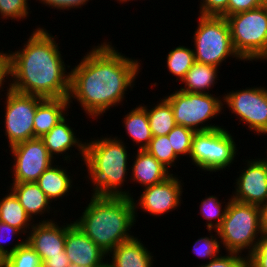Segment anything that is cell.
Returning a JSON list of instances; mask_svg holds the SVG:
<instances>
[{
    "label": "cell",
    "mask_w": 267,
    "mask_h": 267,
    "mask_svg": "<svg viewBox=\"0 0 267 267\" xmlns=\"http://www.w3.org/2000/svg\"><path fill=\"white\" fill-rule=\"evenodd\" d=\"M52 164L46 169L36 181L39 188L51 200V202L63 199L69 196L70 189L73 188V178L67 172V169L61 165ZM61 198V199H60Z\"/></svg>",
    "instance_id": "cell-22"
},
{
    "label": "cell",
    "mask_w": 267,
    "mask_h": 267,
    "mask_svg": "<svg viewBox=\"0 0 267 267\" xmlns=\"http://www.w3.org/2000/svg\"><path fill=\"white\" fill-rule=\"evenodd\" d=\"M65 252L71 263L102 266L107 254L99 248L73 221L66 223Z\"/></svg>",
    "instance_id": "cell-16"
},
{
    "label": "cell",
    "mask_w": 267,
    "mask_h": 267,
    "mask_svg": "<svg viewBox=\"0 0 267 267\" xmlns=\"http://www.w3.org/2000/svg\"><path fill=\"white\" fill-rule=\"evenodd\" d=\"M1 51V50H0ZM9 76V53L7 52H0V90H3L5 88V82L8 79ZM4 85V88H3ZM0 91V93L2 92Z\"/></svg>",
    "instance_id": "cell-41"
},
{
    "label": "cell",
    "mask_w": 267,
    "mask_h": 267,
    "mask_svg": "<svg viewBox=\"0 0 267 267\" xmlns=\"http://www.w3.org/2000/svg\"><path fill=\"white\" fill-rule=\"evenodd\" d=\"M227 253L225 256L221 253L213 260L206 262L205 265L202 264L197 267H247V256L233 252Z\"/></svg>",
    "instance_id": "cell-35"
},
{
    "label": "cell",
    "mask_w": 267,
    "mask_h": 267,
    "mask_svg": "<svg viewBox=\"0 0 267 267\" xmlns=\"http://www.w3.org/2000/svg\"><path fill=\"white\" fill-rule=\"evenodd\" d=\"M70 267H100V266H85V265H77L75 263H71Z\"/></svg>",
    "instance_id": "cell-43"
},
{
    "label": "cell",
    "mask_w": 267,
    "mask_h": 267,
    "mask_svg": "<svg viewBox=\"0 0 267 267\" xmlns=\"http://www.w3.org/2000/svg\"><path fill=\"white\" fill-rule=\"evenodd\" d=\"M70 107L68 98H44L37 106L33 119L34 138H41L65 116H68Z\"/></svg>",
    "instance_id": "cell-20"
},
{
    "label": "cell",
    "mask_w": 267,
    "mask_h": 267,
    "mask_svg": "<svg viewBox=\"0 0 267 267\" xmlns=\"http://www.w3.org/2000/svg\"><path fill=\"white\" fill-rule=\"evenodd\" d=\"M85 141L84 164L88 178L93 185V195L125 196L133 198L130 190L122 189L126 182L130 154L124 141L118 136H105L100 139ZM128 160V161H127ZM129 167V168H128ZM128 170V171H127Z\"/></svg>",
    "instance_id": "cell-4"
},
{
    "label": "cell",
    "mask_w": 267,
    "mask_h": 267,
    "mask_svg": "<svg viewBox=\"0 0 267 267\" xmlns=\"http://www.w3.org/2000/svg\"><path fill=\"white\" fill-rule=\"evenodd\" d=\"M155 106H145L149 119V124L153 136L167 135L175 126L174 114L171 105L164 99H161ZM150 109H149V108Z\"/></svg>",
    "instance_id": "cell-26"
},
{
    "label": "cell",
    "mask_w": 267,
    "mask_h": 267,
    "mask_svg": "<svg viewBox=\"0 0 267 267\" xmlns=\"http://www.w3.org/2000/svg\"><path fill=\"white\" fill-rule=\"evenodd\" d=\"M229 0H201L199 4L200 16L228 17Z\"/></svg>",
    "instance_id": "cell-36"
},
{
    "label": "cell",
    "mask_w": 267,
    "mask_h": 267,
    "mask_svg": "<svg viewBox=\"0 0 267 267\" xmlns=\"http://www.w3.org/2000/svg\"><path fill=\"white\" fill-rule=\"evenodd\" d=\"M100 267H112V266L108 263V261H105V263Z\"/></svg>",
    "instance_id": "cell-45"
},
{
    "label": "cell",
    "mask_w": 267,
    "mask_h": 267,
    "mask_svg": "<svg viewBox=\"0 0 267 267\" xmlns=\"http://www.w3.org/2000/svg\"><path fill=\"white\" fill-rule=\"evenodd\" d=\"M209 231V237H201L197 239L193 245V252L195 255H197L199 258L201 257L202 259H210L213 260L217 256L220 255V249H221V242L218 236V233L215 234L216 236H213L211 232L213 231L212 229H208Z\"/></svg>",
    "instance_id": "cell-32"
},
{
    "label": "cell",
    "mask_w": 267,
    "mask_h": 267,
    "mask_svg": "<svg viewBox=\"0 0 267 267\" xmlns=\"http://www.w3.org/2000/svg\"><path fill=\"white\" fill-rule=\"evenodd\" d=\"M91 49L71 68L68 99L70 104L76 99L86 115L95 120L123 102L142 68L138 59L121 54L111 42Z\"/></svg>",
    "instance_id": "cell-1"
},
{
    "label": "cell",
    "mask_w": 267,
    "mask_h": 267,
    "mask_svg": "<svg viewBox=\"0 0 267 267\" xmlns=\"http://www.w3.org/2000/svg\"><path fill=\"white\" fill-rule=\"evenodd\" d=\"M180 178L172 174L164 181L145 187L138 200L132 198L137 220V209L151 216H161L181 206L183 187ZM136 201V202H135ZM140 207V208H139Z\"/></svg>",
    "instance_id": "cell-13"
},
{
    "label": "cell",
    "mask_w": 267,
    "mask_h": 267,
    "mask_svg": "<svg viewBox=\"0 0 267 267\" xmlns=\"http://www.w3.org/2000/svg\"><path fill=\"white\" fill-rule=\"evenodd\" d=\"M195 131L181 125H176L168 134L171 147L179 157H189L191 152L192 139Z\"/></svg>",
    "instance_id": "cell-31"
},
{
    "label": "cell",
    "mask_w": 267,
    "mask_h": 267,
    "mask_svg": "<svg viewBox=\"0 0 267 267\" xmlns=\"http://www.w3.org/2000/svg\"><path fill=\"white\" fill-rule=\"evenodd\" d=\"M67 120L68 119L65 116L48 133L44 134L41 139L44 142L49 155L53 159L55 158V155L58 156L60 154L61 156L62 154L64 157H62V159H64L63 161L66 160V163L70 162L72 155L69 156L68 152L70 150L71 153L72 148L76 147V149L79 151V153H76V155L80 154V157H82L80 159L84 161L86 142H82L79 137L77 138L75 131L71 126H69V122L67 123Z\"/></svg>",
    "instance_id": "cell-17"
},
{
    "label": "cell",
    "mask_w": 267,
    "mask_h": 267,
    "mask_svg": "<svg viewBox=\"0 0 267 267\" xmlns=\"http://www.w3.org/2000/svg\"><path fill=\"white\" fill-rule=\"evenodd\" d=\"M70 260L67 257L65 250L61 255L50 256V258L42 262V267H70Z\"/></svg>",
    "instance_id": "cell-40"
},
{
    "label": "cell",
    "mask_w": 267,
    "mask_h": 267,
    "mask_svg": "<svg viewBox=\"0 0 267 267\" xmlns=\"http://www.w3.org/2000/svg\"><path fill=\"white\" fill-rule=\"evenodd\" d=\"M263 6L259 0H229L228 2V16L242 12L253 10Z\"/></svg>",
    "instance_id": "cell-39"
},
{
    "label": "cell",
    "mask_w": 267,
    "mask_h": 267,
    "mask_svg": "<svg viewBox=\"0 0 267 267\" xmlns=\"http://www.w3.org/2000/svg\"><path fill=\"white\" fill-rule=\"evenodd\" d=\"M20 238L19 236H22V233L15 227L10 226L9 224L5 222L0 221V254L5 258L9 256L11 253H13L17 248H19L26 240L23 238L21 242H16L12 247L6 248V243L11 241L13 238ZM19 235V236H18ZM17 236V237H16Z\"/></svg>",
    "instance_id": "cell-34"
},
{
    "label": "cell",
    "mask_w": 267,
    "mask_h": 267,
    "mask_svg": "<svg viewBox=\"0 0 267 267\" xmlns=\"http://www.w3.org/2000/svg\"><path fill=\"white\" fill-rule=\"evenodd\" d=\"M4 267H42L39 254L25 241L4 258Z\"/></svg>",
    "instance_id": "cell-29"
},
{
    "label": "cell",
    "mask_w": 267,
    "mask_h": 267,
    "mask_svg": "<svg viewBox=\"0 0 267 267\" xmlns=\"http://www.w3.org/2000/svg\"><path fill=\"white\" fill-rule=\"evenodd\" d=\"M141 239L134 237L115 247L107 254V261L112 267H153V254L142 243ZM112 255V256H110Z\"/></svg>",
    "instance_id": "cell-19"
},
{
    "label": "cell",
    "mask_w": 267,
    "mask_h": 267,
    "mask_svg": "<svg viewBox=\"0 0 267 267\" xmlns=\"http://www.w3.org/2000/svg\"><path fill=\"white\" fill-rule=\"evenodd\" d=\"M197 18L198 24L193 34L195 62L219 68L228 57L243 60L234 49L225 17L199 15Z\"/></svg>",
    "instance_id": "cell-7"
},
{
    "label": "cell",
    "mask_w": 267,
    "mask_h": 267,
    "mask_svg": "<svg viewBox=\"0 0 267 267\" xmlns=\"http://www.w3.org/2000/svg\"><path fill=\"white\" fill-rule=\"evenodd\" d=\"M85 208L73 222L106 254L135 237L130 231L136 224L132 198L91 194Z\"/></svg>",
    "instance_id": "cell-3"
},
{
    "label": "cell",
    "mask_w": 267,
    "mask_h": 267,
    "mask_svg": "<svg viewBox=\"0 0 267 267\" xmlns=\"http://www.w3.org/2000/svg\"><path fill=\"white\" fill-rule=\"evenodd\" d=\"M166 59V67H168L169 73L176 76V82L178 80L181 82L185 78L186 73L195 63L193 49L183 45L172 49L168 53Z\"/></svg>",
    "instance_id": "cell-27"
},
{
    "label": "cell",
    "mask_w": 267,
    "mask_h": 267,
    "mask_svg": "<svg viewBox=\"0 0 267 267\" xmlns=\"http://www.w3.org/2000/svg\"><path fill=\"white\" fill-rule=\"evenodd\" d=\"M261 237H267V202L261 207Z\"/></svg>",
    "instance_id": "cell-42"
},
{
    "label": "cell",
    "mask_w": 267,
    "mask_h": 267,
    "mask_svg": "<svg viewBox=\"0 0 267 267\" xmlns=\"http://www.w3.org/2000/svg\"><path fill=\"white\" fill-rule=\"evenodd\" d=\"M55 39L47 29L37 27L23 48L8 50L9 88L41 98H69L71 72Z\"/></svg>",
    "instance_id": "cell-2"
},
{
    "label": "cell",
    "mask_w": 267,
    "mask_h": 267,
    "mask_svg": "<svg viewBox=\"0 0 267 267\" xmlns=\"http://www.w3.org/2000/svg\"><path fill=\"white\" fill-rule=\"evenodd\" d=\"M218 71V67L195 62L181 81L180 84L183 83L184 85L179 90L190 93L210 94L209 89L218 83Z\"/></svg>",
    "instance_id": "cell-24"
},
{
    "label": "cell",
    "mask_w": 267,
    "mask_h": 267,
    "mask_svg": "<svg viewBox=\"0 0 267 267\" xmlns=\"http://www.w3.org/2000/svg\"><path fill=\"white\" fill-rule=\"evenodd\" d=\"M173 110L176 125L188 127L195 132L218 129L223 126L205 124L222 114L223 98L213 94L190 93L176 90L164 98Z\"/></svg>",
    "instance_id": "cell-8"
},
{
    "label": "cell",
    "mask_w": 267,
    "mask_h": 267,
    "mask_svg": "<svg viewBox=\"0 0 267 267\" xmlns=\"http://www.w3.org/2000/svg\"><path fill=\"white\" fill-rule=\"evenodd\" d=\"M232 133L226 128L195 132L189 155L192 164L202 171L217 172L233 164L238 155Z\"/></svg>",
    "instance_id": "cell-9"
},
{
    "label": "cell",
    "mask_w": 267,
    "mask_h": 267,
    "mask_svg": "<svg viewBox=\"0 0 267 267\" xmlns=\"http://www.w3.org/2000/svg\"><path fill=\"white\" fill-rule=\"evenodd\" d=\"M0 221L17 228L25 236L28 235L35 223L31 222L32 219L11 190L10 192L8 190L2 199L0 198Z\"/></svg>",
    "instance_id": "cell-25"
},
{
    "label": "cell",
    "mask_w": 267,
    "mask_h": 267,
    "mask_svg": "<svg viewBox=\"0 0 267 267\" xmlns=\"http://www.w3.org/2000/svg\"><path fill=\"white\" fill-rule=\"evenodd\" d=\"M117 1H119V3L122 4V3H124V2L126 3V2H129V1H135V0H117Z\"/></svg>",
    "instance_id": "cell-48"
},
{
    "label": "cell",
    "mask_w": 267,
    "mask_h": 267,
    "mask_svg": "<svg viewBox=\"0 0 267 267\" xmlns=\"http://www.w3.org/2000/svg\"><path fill=\"white\" fill-rule=\"evenodd\" d=\"M28 1L29 0H0L1 18L3 20L14 19L16 21L27 19L29 13H31L29 12Z\"/></svg>",
    "instance_id": "cell-33"
},
{
    "label": "cell",
    "mask_w": 267,
    "mask_h": 267,
    "mask_svg": "<svg viewBox=\"0 0 267 267\" xmlns=\"http://www.w3.org/2000/svg\"><path fill=\"white\" fill-rule=\"evenodd\" d=\"M10 148L13 157V183L36 182L40 175L55 161L44 145L41 138L35 137L17 143ZM55 160V161H54Z\"/></svg>",
    "instance_id": "cell-12"
},
{
    "label": "cell",
    "mask_w": 267,
    "mask_h": 267,
    "mask_svg": "<svg viewBox=\"0 0 267 267\" xmlns=\"http://www.w3.org/2000/svg\"><path fill=\"white\" fill-rule=\"evenodd\" d=\"M225 217L221 226L214 230L218 233L221 246L227 252L242 254L248 249L247 257L257 247L261 238L260 206L228 198ZM260 236V237H259Z\"/></svg>",
    "instance_id": "cell-5"
},
{
    "label": "cell",
    "mask_w": 267,
    "mask_h": 267,
    "mask_svg": "<svg viewBox=\"0 0 267 267\" xmlns=\"http://www.w3.org/2000/svg\"><path fill=\"white\" fill-rule=\"evenodd\" d=\"M245 162L246 167L236 178L231 198L261 207L267 202V167L260 158L247 159Z\"/></svg>",
    "instance_id": "cell-14"
},
{
    "label": "cell",
    "mask_w": 267,
    "mask_h": 267,
    "mask_svg": "<svg viewBox=\"0 0 267 267\" xmlns=\"http://www.w3.org/2000/svg\"><path fill=\"white\" fill-rule=\"evenodd\" d=\"M4 94V128L8 147L34 138V116L39 103L44 99L38 96L16 92L6 86Z\"/></svg>",
    "instance_id": "cell-10"
},
{
    "label": "cell",
    "mask_w": 267,
    "mask_h": 267,
    "mask_svg": "<svg viewBox=\"0 0 267 267\" xmlns=\"http://www.w3.org/2000/svg\"><path fill=\"white\" fill-rule=\"evenodd\" d=\"M223 202L219 201L218 197L215 195L208 196L205 199H202L200 203V212L201 216L207 221L206 226L207 230H217L225 217L227 206L229 201L225 203V208L221 205ZM214 220V221H212Z\"/></svg>",
    "instance_id": "cell-28"
},
{
    "label": "cell",
    "mask_w": 267,
    "mask_h": 267,
    "mask_svg": "<svg viewBox=\"0 0 267 267\" xmlns=\"http://www.w3.org/2000/svg\"><path fill=\"white\" fill-rule=\"evenodd\" d=\"M60 225L55 219H41L33 224L27 237L28 244L39 254L41 262L50 256L61 255L65 250L66 225Z\"/></svg>",
    "instance_id": "cell-15"
},
{
    "label": "cell",
    "mask_w": 267,
    "mask_h": 267,
    "mask_svg": "<svg viewBox=\"0 0 267 267\" xmlns=\"http://www.w3.org/2000/svg\"><path fill=\"white\" fill-rule=\"evenodd\" d=\"M235 51L243 61H267V6L226 17Z\"/></svg>",
    "instance_id": "cell-6"
},
{
    "label": "cell",
    "mask_w": 267,
    "mask_h": 267,
    "mask_svg": "<svg viewBox=\"0 0 267 267\" xmlns=\"http://www.w3.org/2000/svg\"><path fill=\"white\" fill-rule=\"evenodd\" d=\"M123 119L122 123L129 138L138 145V150H145L149 146L153 135L144 104L136 105Z\"/></svg>",
    "instance_id": "cell-23"
},
{
    "label": "cell",
    "mask_w": 267,
    "mask_h": 267,
    "mask_svg": "<svg viewBox=\"0 0 267 267\" xmlns=\"http://www.w3.org/2000/svg\"><path fill=\"white\" fill-rule=\"evenodd\" d=\"M267 150V149H266ZM267 153V152H266ZM267 155V154H266ZM261 160L265 163L266 167H267V156L265 158H261Z\"/></svg>",
    "instance_id": "cell-47"
},
{
    "label": "cell",
    "mask_w": 267,
    "mask_h": 267,
    "mask_svg": "<svg viewBox=\"0 0 267 267\" xmlns=\"http://www.w3.org/2000/svg\"><path fill=\"white\" fill-rule=\"evenodd\" d=\"M223 105L258 136L267 134V88L252 87L227 92Z\"/></svg>",
    "instance_id": "cell-11"
},
{
    "label": "cell",
    "mask_w": 267,
    "mask_h": 267,
    "mask_svg": "<svg viewBox=\"0 0 267 267\" xmlns=\"http://www.w3.org/2000/svg\"><path fill=\"white\" fill-rule=\"evenodd\" d=\"M9 190L15 194L19 203L33 222L37 215H42L43 217L45 213H50V209L51 211L53 210V207L50 206L51 200L39 188L36 182L11 183Z\"/></svg>",
    "instance_id": "cell-21"
},
{
    "label": "cell",
    "mask_w": 267,
    "mask_h": 267,
    "mask_svg": "<svg viewBox=\"0 0 267 267\" xmlns=\"http://www.w3.org/2000/svg\"><path fill=\"white\" fill-rule=\"evenodd\" d=\"M145 150L168 169L171 168V166L174 167L175 162L180 158L174 153L167 135L153 136L149 146Z\"/></svg>",
    "instance_id": "cell-30"
},
{
    "label": "cell",
    "mask_w": 267,
    "mask_h": 267,
    "mask_svg": "<svg viewBox=\"0 0 267 267\" xmlns=\"http://www.w3.org/2000/svg\"><path fill=\"white\" fill-rule=\"evenodd\" d=\"M136 153V156H133L136 158H133L134 162L130 167L132 169L131 178H129L131 182L138 183L145 188L160 183L173 174L147 150L137 149Z\"/></svg>",
    "instance_id": "cell-18"
},
{
    "label": "cell",
    "mask_w": 267,
    "mask_h": 267,
    "mask_svg": "<svg viewBox=\"0 0 267 267\" xmlns=\"http://www.w3.org/2000/svg\"><path fill=\"white\" fill-rule=\"evenodd\" d=\"M247 267H267V237H261L257 247L247 257Z\"/></svg>",
    "instance_id": "cell-37"
},
{
    "label": "cell",
    "mask_w": 267,
    "mask_h": 267,
    "mask_svg": "<svg viewBox=\"0 0 267 267\" xmlns=\"http://www.w3.org/2000/svg\"><path fill=\"white\" fill-rule=\"evenodd\" d=\"M89 0H39L40 3L45 6L56 8L60 10H71L72 8H81L86 5ZM92 1V0H91Z\"/></svg>",
    "instance_id": "cell-38"
},
{
    "label": "cell",
    "mask_w": 267,
    "mask_h": 267,
    "mask_svg": "<svg viewBox=\"0 0 267 267\" xmlns=\"http://www.w3.org/2000/svg\"><path fill=\"white\" fill-rule=\"evenodd\" d=\"M259 2H260L263 6H267V0H259Z\"/></svg>",
    "instance_id": "cell-46"
},
{
    "label": "cell",
    "mask_w": 267,
    "mask_h": 267,
    "mask_svg": "<svg viewBox=\"0 0 267 267\" xmlns=\"http://www.w3.org/2000/svg\"><path fill=\"white\" fill-rule=\"evenodd\" d=\"M0 267H4V257L0 254Z\"/></svg>",
    "instance_id": "cell-44"
}]
</instances>
